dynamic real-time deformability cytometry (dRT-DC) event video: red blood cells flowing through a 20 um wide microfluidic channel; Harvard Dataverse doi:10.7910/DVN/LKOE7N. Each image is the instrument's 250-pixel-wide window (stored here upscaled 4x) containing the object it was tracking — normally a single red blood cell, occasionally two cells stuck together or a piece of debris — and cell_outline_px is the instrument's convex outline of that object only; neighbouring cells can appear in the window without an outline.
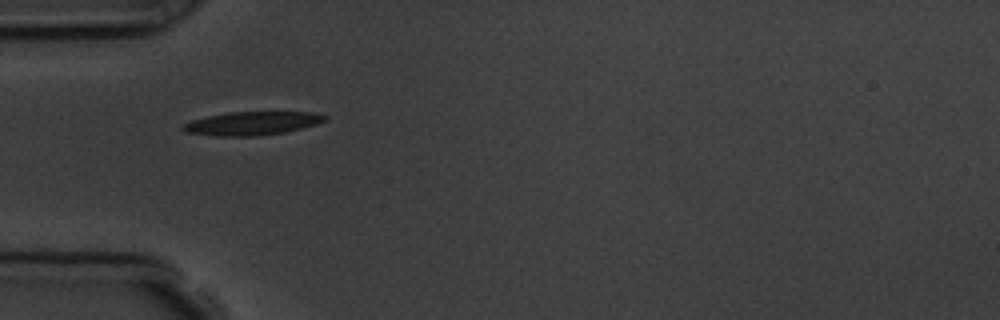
{"species": "common noctule bat (a hibernating species)", "species_latin": "Nyctalus noctula", "temperature_condition": "room temperature", "stored_images_in_passage": 6, "camera_frame_rate_fps": 3000, "um_per_image_px": 0.085, "animal": {"sex": "male", "body_mass_g": 19.5, "forearm_length_mm": 54.6}, "frame": {"image": 1, "passage_image": 5, "time_ms": 5.667, "image_size_px": [1000, 320], "cell_outline_px": [[328, 120], [316, 124], [284, 132], [256, 136], [216, 136], [184, 132], [180, 128], [180, 124], [192, 120], [208, 116], [228, 112], [316, 112], [328, 116]], "centroid_in_image_um": [21.4, 10.48], "position_along_channel_um": 63.6, "area_um2": 19.54}}